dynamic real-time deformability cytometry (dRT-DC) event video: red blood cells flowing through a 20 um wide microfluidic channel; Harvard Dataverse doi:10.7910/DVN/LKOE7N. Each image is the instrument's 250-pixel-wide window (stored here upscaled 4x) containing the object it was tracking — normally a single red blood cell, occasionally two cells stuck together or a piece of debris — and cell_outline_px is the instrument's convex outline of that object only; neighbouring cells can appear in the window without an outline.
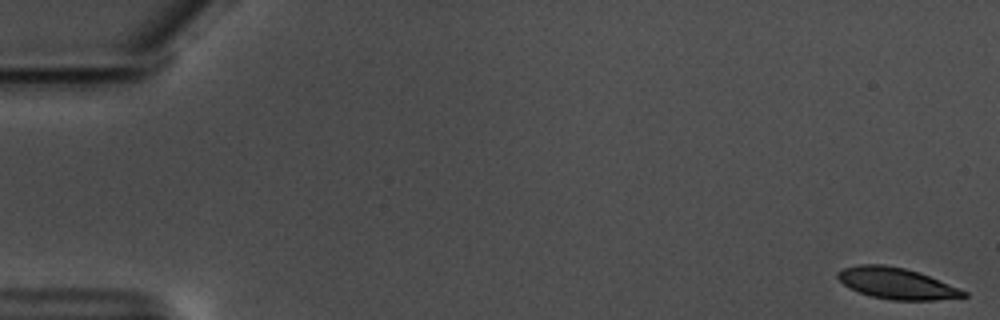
{"species": "common noctule bat (a hibernating species)", "species_latin": "Nyctalus noctula", "temperature_condition": "warm", "stored_images_in_passage": 58, "camera_frame_rate_fps": 3000, "um_per_image_px": 0.085, "animal": {"sex": "male", "body_mass_g": 17.5, "forearm_length_mm": 52.3}, "frame": {"image": 1, "passage_image": 1, "time_ms": 0.0, "image_size_px": [1000, 320], "cell_outline_px": [[968, 296], [936, 300], [892, 300], [872, 296], [848, 288], [836, 276], [836, 272], [844, 268], [860, 264], [884, 264], [904, 268], [920, 272], [968, 292]], "centroid_in_image_um": [76.2, 24.08], "position_along_channel_um": 8.8, "area_um2": 22.83}}
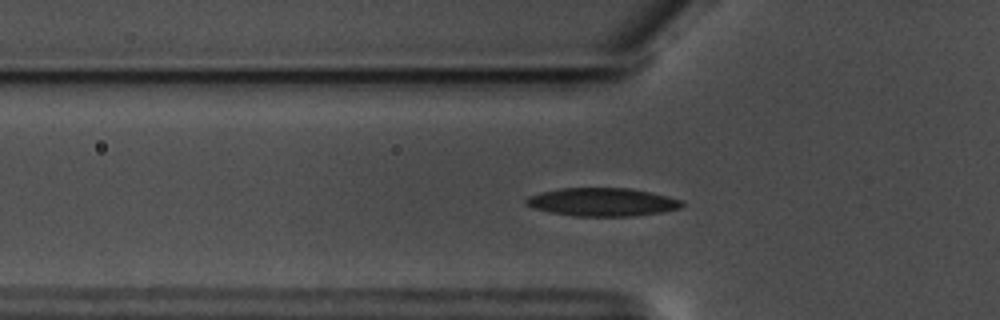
{"frame": {"image": 2, "passage_image": 20, "time_ms": 6.333, "image_size_px": [1000, 320], "cell_outline_px": [[684, 204], [680, 208], [660, 212], [632, 216], [572, 216], [552, 212], [536, 208], [524, 204], [524, 200], [528, 196], [540, 192], [556, 188], [632, 188], [652, 192], [684, 200]], "centroid_in_image_um": [51.2, 17.16], "position_along_channel_um": 74.6, "area_um2": 25.78}}
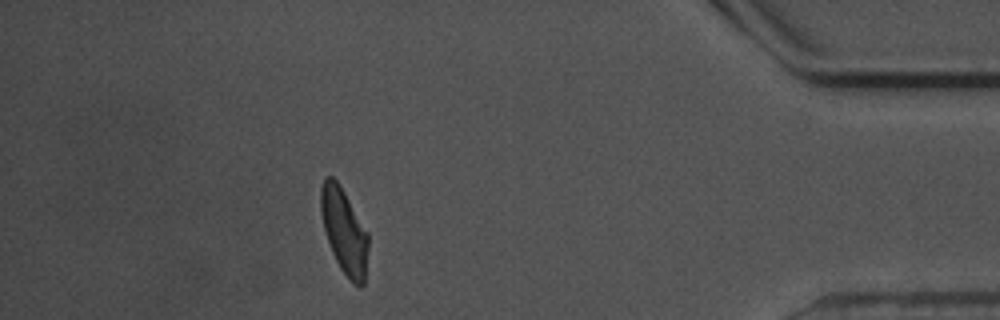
{"frame": {"image": 3, "passage_image": 52, "time_ms": 17.0, "image_size_px": [1000, 320], "cell_outline_px": [[368, 248], [364, 284], [360, 288], [352, 284], [340, 268], [332, 252], [324, 228], [320, 212], [320, 188], [324, 176], [332, 176], [340, 184], [368, 232]], "centroid_in_image_um": [29.25, 19.63], "position_along_channel_um": 405.9, "area_um2": 23.76}, "authors_computed_cell_mechanics": {"area_um2": 24.3627, "velocity_mm_per_s": 3.5331, "shape_relaxation_time_tau1_ms": 3.586, "shape_relaxation_time_tau2_ms": 2.373, "deformation_change_tau1": 0.133, "deformation_change_tau2": 0.1012}}